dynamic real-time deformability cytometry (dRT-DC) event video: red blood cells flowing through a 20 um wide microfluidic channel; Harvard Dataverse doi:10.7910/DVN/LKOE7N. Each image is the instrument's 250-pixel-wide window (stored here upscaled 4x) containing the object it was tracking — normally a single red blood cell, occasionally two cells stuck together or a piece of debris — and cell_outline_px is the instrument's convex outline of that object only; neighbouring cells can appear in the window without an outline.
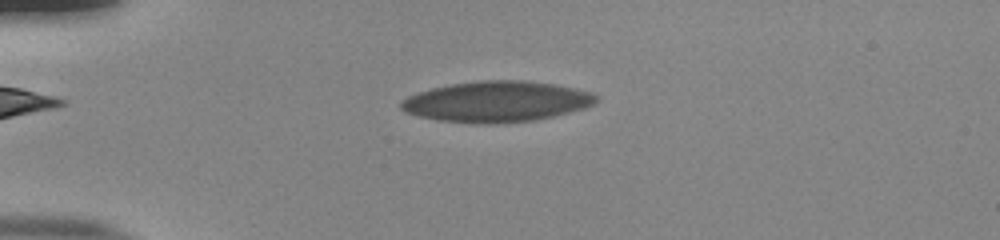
{"species": "human", "species_latin": "Homo sapiens", "temperature_condition": "room temperature", "stored_images_in_passage": 49, "camera_frame_rate_fps": 3000, "um_per_image_px": 0.085, "donor": {"sex": "male"}, "frame": {"image": 1, "passage_image": 9, "time_ms": 2.667, "image_size_px": [1000, 240], "cell_outline_px": [[596, 100], [592, 104], [584, 108], [536, 120], [496, 124], [472, 124], [436, 120], [416, 116], [404, 112], [400, 108], [400, 100], [416, 92], [448, 84], [480, 80], [524, 80], [556, 84], [588, 92], [596, 96]], "centroid_in_image_um": [42.11, 8.64], "position_along_channel_um": 42.9, "area_um2": 46.64}}
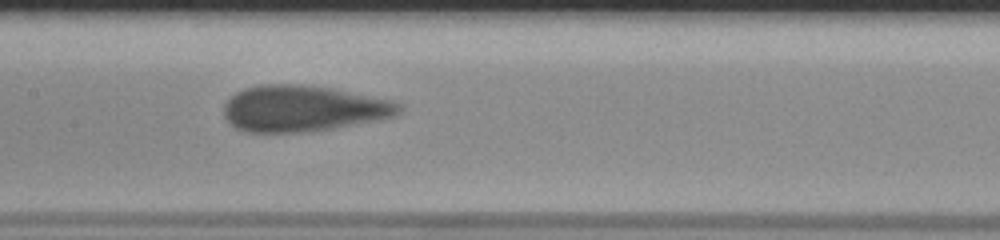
{"frame": {"image": 2, "passage_image": 23, "time_ms": 7.333, "image_size_px": [1000, 240], "cell_outline_px": [[400, 112], [396, 116], [376, 120], [332, 128], [308, 132], [244, 132], [236, 128], [224, 116], [224, 104], [236, 92], [244, 88], [260, 84], [300, 84], [328, 88], [388, 100], [400, 104]], "centroid_in_image_um": [25.7, 9.23], "position_along_channel_um": 181.7, "area_um2": 46.53}}
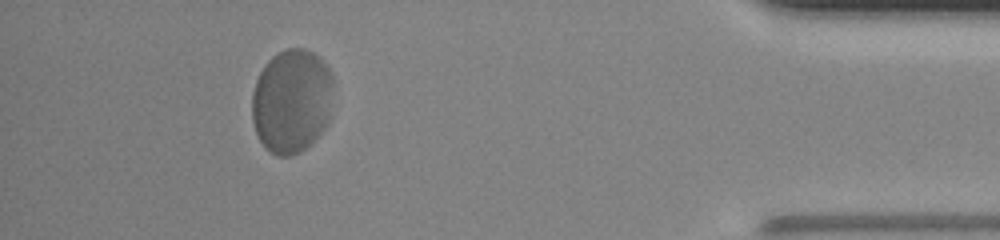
{"frame": {"image": 3, "passage_image": 45, "time_ms": 14.667, "image_size_px": [1000, 240], "cell_outline_px": [[332, 116], [328, 124], [300, 152], [292, 156], [276, 156], [264, 148], [256, 132], [252, 120], [252, 92], [256, 80], [260, 72], [268, 60], [276, 52], [288, 48], [304, 48], [320, 56], [328, 68], [332, 76]], "centroid_in_image_um": [24.8, 8.58], "position_along_channel_um": 410.4, "area_um2": 49.94}, "authors_computed_cell_mechanics": {"area_um2": 46.3556, "velocity_mm_per_s": 3.749, "shape_relaxation_time_tau1_ms": 4.3659, "shape_relaxation_time_tau2_ms": null, "deformation_change_tau1": 0.1272, "deformation_change_tau2": null}}